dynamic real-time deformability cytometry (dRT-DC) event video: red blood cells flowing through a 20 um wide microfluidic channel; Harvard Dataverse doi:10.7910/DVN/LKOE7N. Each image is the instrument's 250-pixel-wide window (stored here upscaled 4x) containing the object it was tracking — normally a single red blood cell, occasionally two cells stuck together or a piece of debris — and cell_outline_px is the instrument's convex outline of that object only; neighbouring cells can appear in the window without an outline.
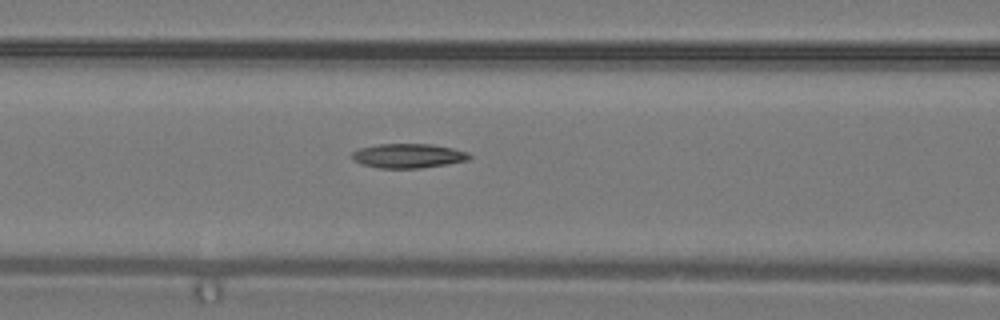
{"species": "common noctule bat (a hibernating species)", "species_latin": "Nyctalus noctula", "temperature_condition": "warm", "stored_images_in_passage": 5, "camera_frame_rate_fps": 3000, "um_per_image_px": 0.085, "animal": {"sex": "male", "body_mass_g": 19.2, "forearm_length_mm": 51.8}, "frame": {"image": 1, "passage_image": 5, "time_ms": 1.333, "image_size_px": [1000, 320], "cell_outline_px": [[472, 156], [468, 160], [448, 164], [420, 168], [376, 168], [360, 164], [352, 160], [352, 152], [360, 148], [380, 144], [432, 144], [452, 148], [468, 152]], "centroid_in_image_um": [34.69, 13.25], "position_along_channel_um": 131.9, "area_um2": 16.76}}